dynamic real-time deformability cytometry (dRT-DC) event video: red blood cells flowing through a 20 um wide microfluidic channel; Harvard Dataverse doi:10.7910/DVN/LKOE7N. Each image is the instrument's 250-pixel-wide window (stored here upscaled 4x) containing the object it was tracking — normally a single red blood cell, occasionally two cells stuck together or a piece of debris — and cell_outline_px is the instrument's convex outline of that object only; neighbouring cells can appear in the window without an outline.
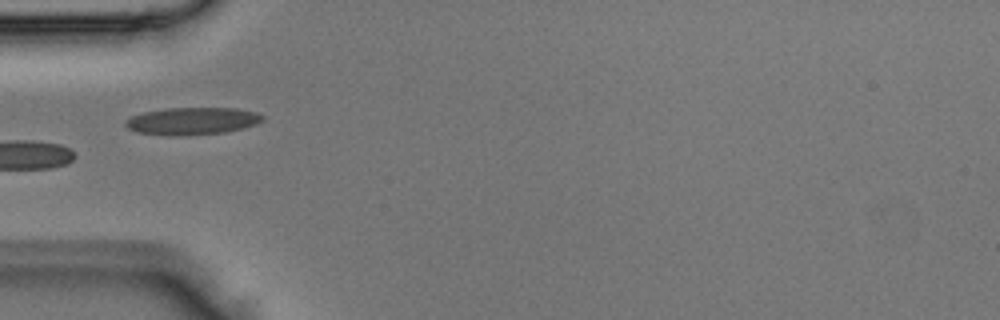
{"species": "Egyptian fruit bat (a non-hibernating species)", "species_latin": "Rousettus aegyptiacus", "temperature_condition": "room temperature", "stored_images_in_passage": 5, "camera_frame_rate_fps": 3000, "um_per_image_px": 0.085, "animal": {"sex": "male"}, "frame": {"image": 1, "passage_image": 4, "time_ms": 1.0, "image_size_px": [1000, 320], "cell_outline_px": [[264, 120], [256, 124], [224, 132], [176, 136], [168, 136], [136, 132], [128, 128], [124, 124], [124, 120], [132, 116], [144, 112], [168, 108], [236, 108], [256, 112], [264, 116]], "centroid_in_image_um": [16.31, 10.28], "position_along_channel_um": 68.7, "area_um2": 21.79}}
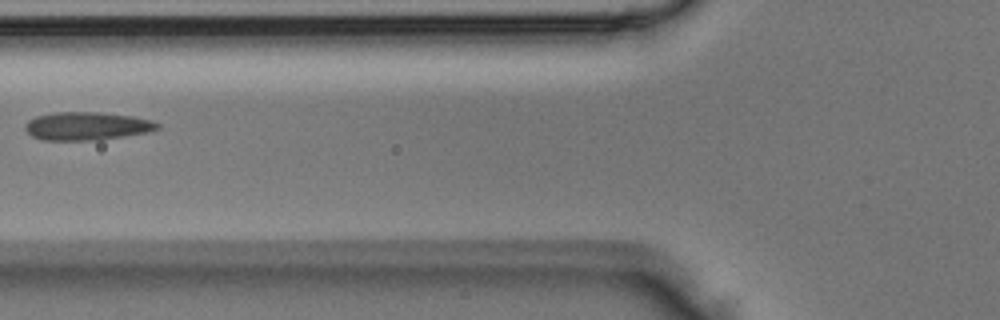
{"frame": {"image": 2, "passage_image": 5, "time_ms": 1.333, "image_size_px": [1000, 320], "cell_outline_px": [[160, 128], [148, 132], [100, 140], [40, 140], [32, 136], [24, 128], [28, 120], [36, 116], [56, 112], [96, 112], [132, 116], [152, 120], [160, 124]], "centroid_in_image_um": [7.39, 10.72], "position_along_channel_um": 118.4, "area_um2": 21.73}}